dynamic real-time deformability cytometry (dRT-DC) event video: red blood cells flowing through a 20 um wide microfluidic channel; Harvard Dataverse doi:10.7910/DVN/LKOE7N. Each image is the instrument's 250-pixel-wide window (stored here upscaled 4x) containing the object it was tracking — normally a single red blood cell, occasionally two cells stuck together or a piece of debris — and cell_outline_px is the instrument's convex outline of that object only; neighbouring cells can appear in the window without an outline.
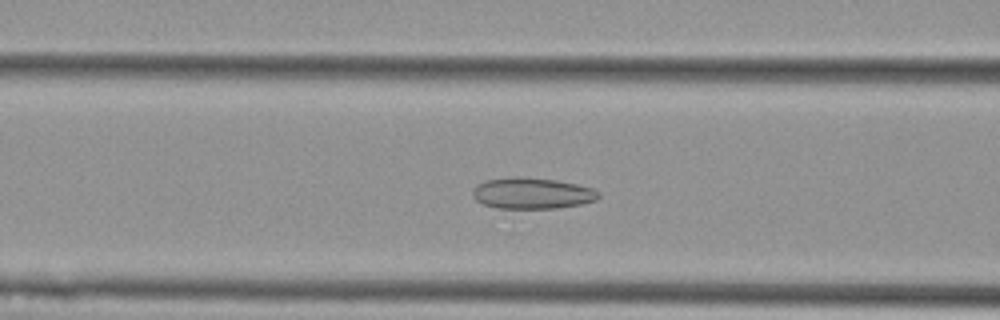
{"species": "Egyptian fruit bat (a non-hibernating species)", "species_latin": "Rousettus aegyptiacus", "temperature_condition": "cold", "stored_images_in_passage": 38, "camera_frame_rate_fps": 3000, "um_per_image_px": 0.085, "animal": {"sex": "female"}, "frame": {"image": 1, "passage_image": 6, "time_ms": 1.667, "image_size_px": [1000, 320], "cell_outline_px": [[600, 196], [596, 200], [580, 204], [556, 208], [496, 208], [484, 204], [476, 200], [472, 196], [472, 192], [476, 184], [484, 180], [516, 176], [520, 176], [556, 180], [576, 184], [592, 188]], "centroid_in_image_um": [45.17, 16.42], "position_along_channel_um": 121.4, "area_um2": 22.83}}
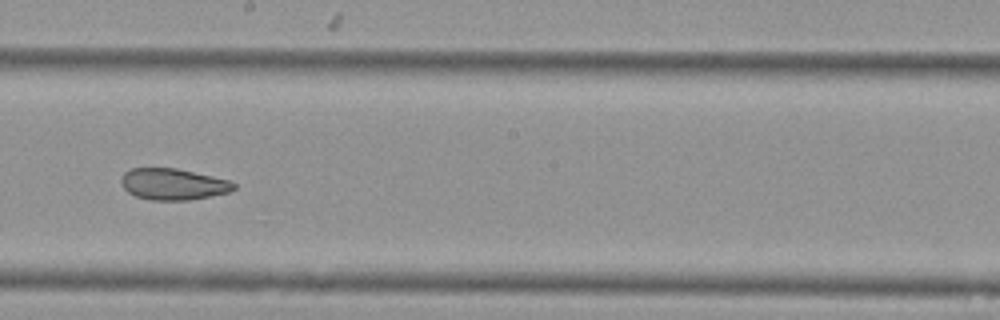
{"frame": {"image": 2, "passage_image": 15, "time_ms": 4.667, "image_size_px": [1000, 320], "cell_outline_px": [[236, 188], [232, 192], [188, 200], [152, 200], [136, 196], [128, 192], [124, 188], [120, 180], [124, 172], [132, 168], [176, 168], [212, 176], [228, 180], [236, 184]], "centroid_in_image_um": [14.73, 15.65], "position_along_channel_um": 233.5, "area_um2": 20.58}}
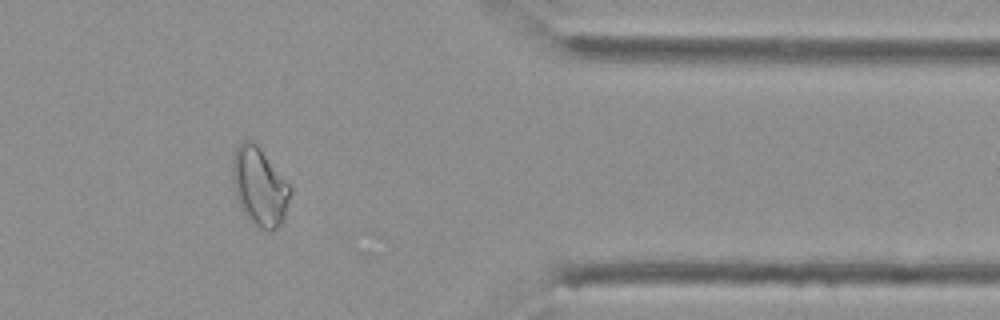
{"frame": {"image": 3, "passage_image": 29, "time_ms": 9.333, "image_size_px": [1000, 320], "cell_outline_px": [[292, 192], [284, 216], [280, 224], [272, 232], [268, 232], [252, 224], [248, 220], [240, 208], [236, 196], [232, 176], [232, 160], [236, 148], [244, 140], [252, 140], [260, 148], [292, 188]], "centroid_in_image_um": [22.05, 15.9], "position_along_channel_um": 389.3, "area_um2": 26.36}}